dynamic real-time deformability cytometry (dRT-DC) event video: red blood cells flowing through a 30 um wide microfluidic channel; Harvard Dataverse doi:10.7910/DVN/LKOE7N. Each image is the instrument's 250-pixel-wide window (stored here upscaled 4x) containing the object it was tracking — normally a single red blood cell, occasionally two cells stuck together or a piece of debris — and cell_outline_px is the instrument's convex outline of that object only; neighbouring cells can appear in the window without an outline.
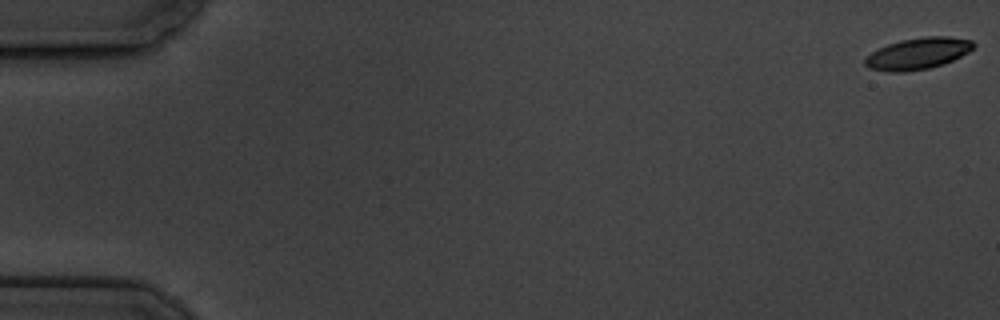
{"species": "common noctule bat (a hibernating species)", "species_latin": "Nyctalus noctula", "temperature_condition": "cold", "stored_images_in_passage": 6, "camera_frame_rate_fps": 3000, "um_per_image_px": 0.085, "animal": {"sex": "male", "body_mass_g": 19.5, "forearm_length_mm": 54.6}, "frame": {"image": 1, "passage_image": 1, "time_ms": 0.0, "image_size_px": [1000, 320], "cell_outline_px": [[976, 44], [968, 52], [944, 64], [928, 68], [904, 72], [888, 72], [868, 68], [864, 64], [864, 60], [872, 52], [888, 44], [900, 40], [924, 36], [948, 36], [972, 40]], "centroid_in_image_um": [78.02, 4.55], "position_along_channel_um": 7.0, "area_um2": 19.88}}
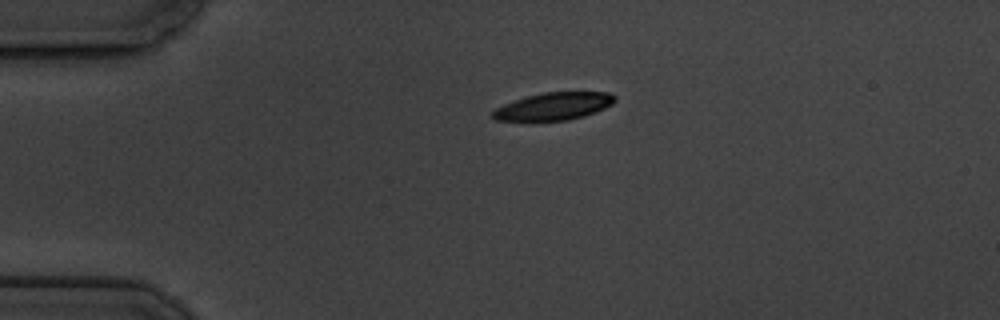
{"frame": {"image": 2, "passage_image": 5, "time_ms": 4.333, "image_size_px": [1000, 320], "cell_outline_px": [[616, 100], [612, 104], [604, 108], [584, 116], [568, 120], [496, 120], [488, 116], [496, 108], [504, 104], [524, 96], [544, 92], [612, 92], [616, 96]], "centroid_in_image_um": [47.06, 9.02], "position_along_channel_um": 37.9, "area_um2": 19.59}}